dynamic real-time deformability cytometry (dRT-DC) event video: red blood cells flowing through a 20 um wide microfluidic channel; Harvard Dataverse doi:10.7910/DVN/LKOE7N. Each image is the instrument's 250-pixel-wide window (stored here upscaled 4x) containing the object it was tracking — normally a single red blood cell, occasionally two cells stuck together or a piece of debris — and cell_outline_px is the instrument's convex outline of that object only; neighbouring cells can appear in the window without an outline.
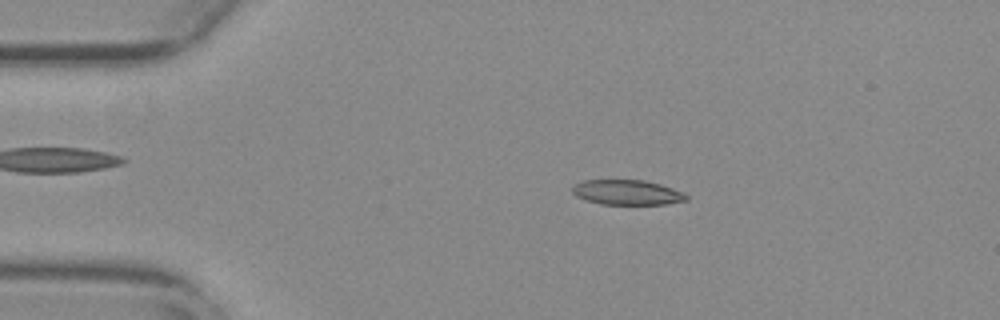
{"species": "common noctule bat (a hibernating species)", "species_latin": "Nyctalus noctula", "temperature_condition": "warm", "stored_images_in_passage": 52, "camera_frame_rate_fps": 3000, "um_per_image_px": 0.085, "animal": {"sex": "female", "body_mass_g": 29.2, "forearm_length_mm": 56.3}, "frame": {"image": 1, "passage_image": 8, "time_ms": 2.333, "image_size_px": [1000, 320], "cell_outline_px": [[688, 200], [664, 204], [600, 204], [576, 196], [572, 192], [572, 184], [584, 180], [644, 180], [660, 184], [684, 192], [688, 196]], "centroid_in_image_um": [53.3, 16.34], "position_along_channel_um": 31.7, "area_um2": 16.59}}
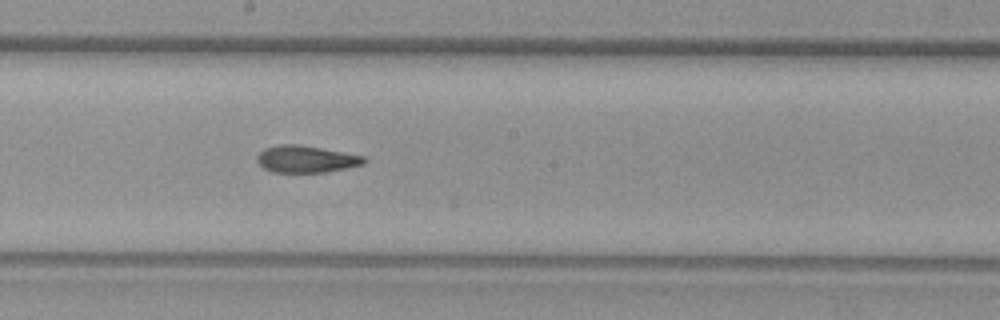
{"frame": {"image": 2, "passage_image": 27, "time_ms": 8.667, "image_size_px": [1000, 320], "cell_outline_px": [[368, 160], [364, 164], [324, 172], [272, 172], [264, 168], [256, 160], [256, 156], [264, 148], [280, 144], [296, 144], [344, 152], [364, 156]], "centroid_in_image_um": [26.0, 13.52], "position_along_channel_um": 222.2, "area_um2": 16.7}}
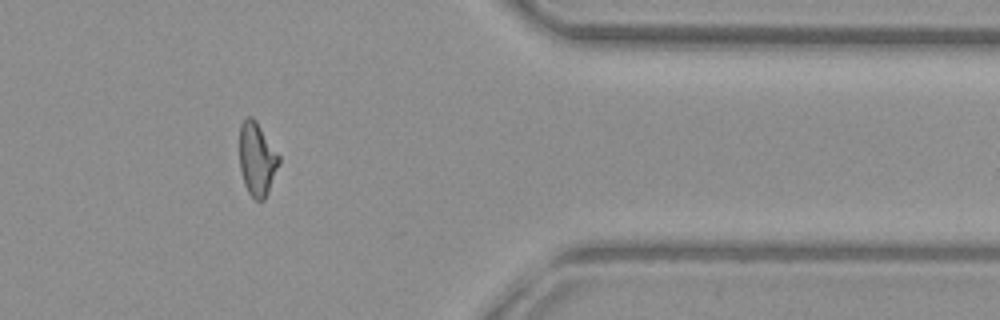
{"frame": {"image": 3, "passage_image": 42, "time_ms": 13.667, "image_size_px": [1000, 320], "cell_outline_px": [[280, 164], [268, 192], [264, 200], [256, 200], [248, 192], [244, 184], [240, 168], [240, 124], [244, 116], [252, 116], [256, 120], [280, 156]], "centroid_in_image_um": [21.85, 13.49], "position_along_channel_um": 389.6, "area_um2": 16.99}, "authors_computed_cell_mechanics": {"area_um2": 17.3689, "velocity_mm_per_s": 3.7889, "shape_relaxation_time_tau1_ms": null, "shape_relaxation_time_tau2_ms": 3.0217, "deformation_change_tau1": null, "deformation_change_tau2": 0.1072}}